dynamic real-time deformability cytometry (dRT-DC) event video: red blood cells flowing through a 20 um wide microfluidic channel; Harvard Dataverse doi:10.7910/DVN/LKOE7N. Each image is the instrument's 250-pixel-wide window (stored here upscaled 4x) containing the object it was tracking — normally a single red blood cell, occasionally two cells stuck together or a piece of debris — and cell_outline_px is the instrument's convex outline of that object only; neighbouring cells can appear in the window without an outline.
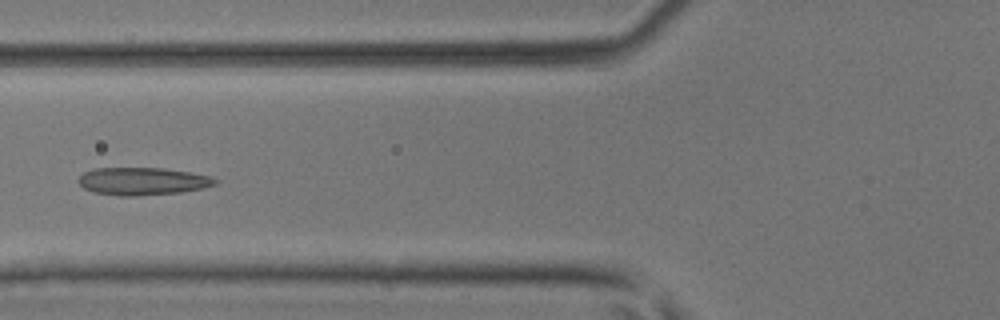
{"species": "common noctule bat (a hibernating species)", "species_latin": "Nyctalus noctula", "temperature_condition": "room temperature", "stored_images_in_passage": 49, "segment_of_instrument_passage": [1, 2], "camera_frame_rate_fps": 3000, "um_per_image_px": 0.085, "animal": {"sex": "male", "body_mass_g": 17.9, "forearm_length_mm": 54.2}, "frame": {"image": 1, "passage_image": 19, "time_ms": 6.0, "image_size_px": [1000, 320], "cell_outline_px": [[220, 180], [216, 184], [204, 188], [180, 192], [136, 196], [120, 196], [92, 192], [84, 188], [76, 180], [84, 172], [96, 168], [164, 168], [212, 176]], "centroid_in_image_um": [12.13, 15.41], "position_along_channel_um": 113.7, "area_um2": 22.14}}
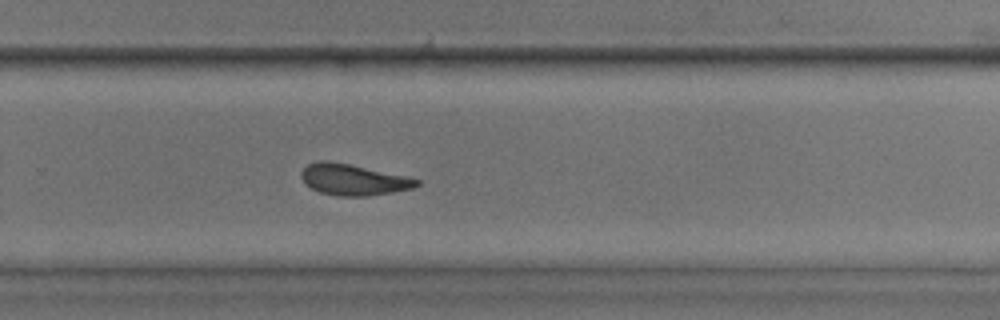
{"frame": {"image": 2, "passage_image": 32, "time_ms": 10.333, "image_size_px": [1000, 320], "cell_outline_px": [[420, 184], [412, 188], [392, 192], [368, 196], [340, 196], [320, 192], [304, 184], [300, 176], [300, 172], [308, 164], [320, 160], [328, 160], [348, 164], [404, 176], [420, 180]], "centroid_in_image_um": [29.97, 15.27], "position_along_channel_um": 299.8, "area_um2": 20.69}}
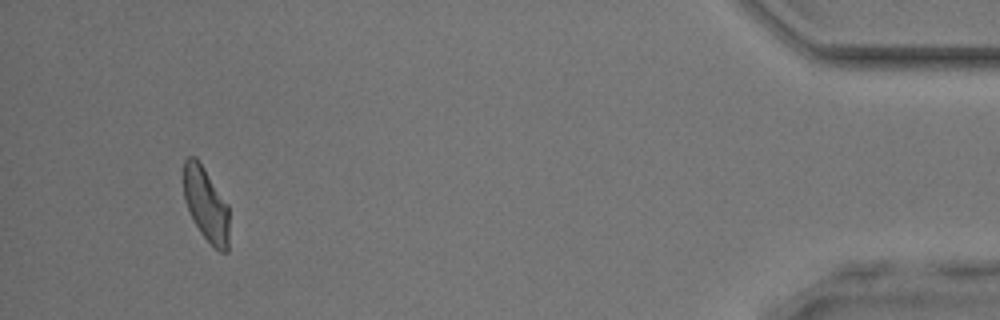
{"frame": {"image": 3, "passage_image": 45, "time_ms": 14.667, "image_size_px": [1000, 320], "cell_outline_px": [[228, 252], [220, 252], [200, 232], [184, 200], [184, 160], [188, 156], [196, 156], [228, 204]], "centroid_in_image_um": [17.51, 17.34], "position_along_channel_um": 417.7, "area_um2": 19.31}}